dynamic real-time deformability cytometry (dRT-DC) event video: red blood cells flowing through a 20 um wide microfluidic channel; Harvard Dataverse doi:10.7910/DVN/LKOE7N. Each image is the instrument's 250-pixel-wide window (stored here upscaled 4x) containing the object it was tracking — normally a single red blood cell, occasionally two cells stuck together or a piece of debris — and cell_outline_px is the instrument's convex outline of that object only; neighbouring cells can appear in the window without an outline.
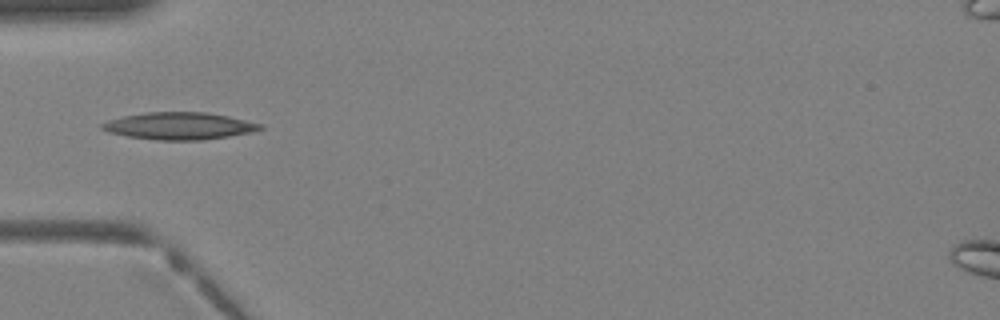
{"species": "Egyptian fruit bat (a non-hibernating species)", "species_latin": "Rousettus aegyptiacus", "temperature_condition": "warm", "stored_images_in_passage": 27, "camera_frame_rate_fps": 3000, "um_per_image_px": 0.085, "animal": {"sex": "female"}, "frame": {"image": 1, "passage_image": 1, "time_ms": 0.0, "image_size_px": [1000, 320], "cell_outline_px": [[264, 128], [252, 132], [228, 136], [200, 140], [156, 140], [128, 136], [108, 132], [100, 128], [100, 124], [108, 120], [124, 116], [148, 112], [204, 112], [228, 116], [260, 124]], "centroid_in_image_um": [15.2, 10.7], "position_along_channel_um": 69.8, "area_um2": 24.8}}
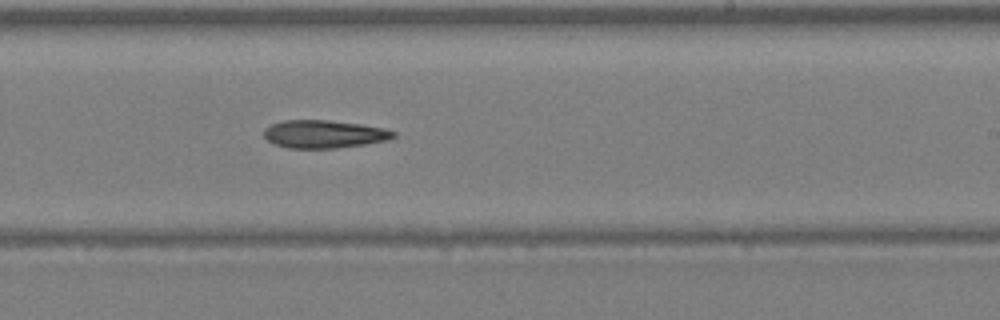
{"frame": {"image": 2, "passage_image": 12, "time_ms": 3.667, "image_size_px": [1000, 320], "cell_outline_px": [[396, 136], [388, 140], [368, 144], [336, 148], [288, 148], [276, 144], [268, 140], [264, 136], [264, 128], [272, 124], [284, 120], [328, 120], [360, 124], [384, 128], [396, 132]], "centroid_in_image_um": [27.57, 11.4], "position_along_channel_um": 261.4, "area_um2": 21.1}}
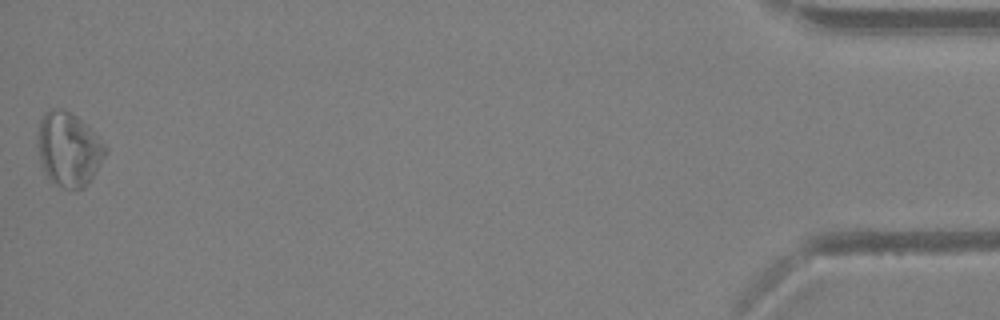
{"frame": {"image": 3, "passage_image": 27, "time_ms": 8.667, "image_size_px": [1000, 320], "cell_outline_px": [[108, 148], [96, 172], [88, 184], [84, 188], [76, 192], [64, 188], [56, 184], [44, 172], [40, 160], [36, 136], [40, 120], [44, 112], [48, 108], [64, 108], [76, 116]], "centroid_in_image_um": [5.8, 12.7], "position_along_channel_um": 429.4, "area_um2": 29.3}}